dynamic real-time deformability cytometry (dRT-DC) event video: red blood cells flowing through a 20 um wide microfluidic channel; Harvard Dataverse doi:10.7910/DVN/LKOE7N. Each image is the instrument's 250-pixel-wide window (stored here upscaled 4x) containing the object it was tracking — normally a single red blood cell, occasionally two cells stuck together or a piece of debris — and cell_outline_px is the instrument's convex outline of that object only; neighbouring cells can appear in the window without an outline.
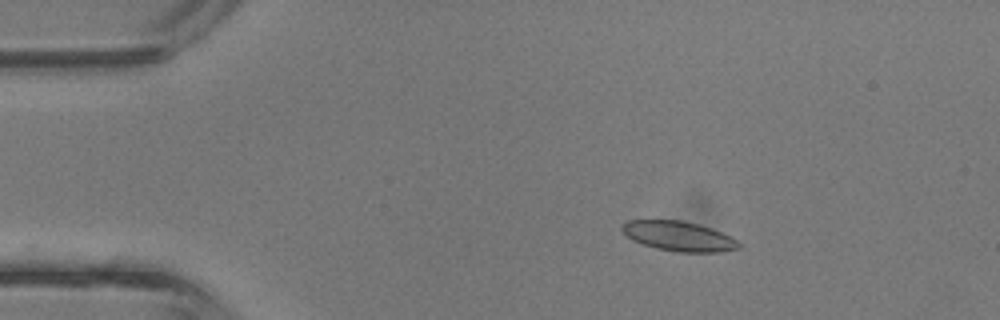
{"species": "common noctule bat (a hibernating species)", "species_latin": "Nyctalus noctula", "temperature_condition": "room temperature", "stored_images_in_passage": 5, "camera_frame_rate_fps": 3000, "um_per_image_px": 0.085, "animal": {"sex": "male", "body_mass_g": 13.3}, "frame": {"image": 1, "passage_image": 3, "time_ms": 0.667, "image_size_px": [1000, 320], "cell_outline_px": [[740, 248], [720, 252], [680, 252], [656, 248], [632, 240], [620, 228], [620, 224], [628, 220], [680, 220], [700, 224], [712, 228], [736, 240], [740, 244]], "centroid_in_image_um": [57.67, 20.06], "position_along_channel_um": 27.3, "area_um2": 20.17}}